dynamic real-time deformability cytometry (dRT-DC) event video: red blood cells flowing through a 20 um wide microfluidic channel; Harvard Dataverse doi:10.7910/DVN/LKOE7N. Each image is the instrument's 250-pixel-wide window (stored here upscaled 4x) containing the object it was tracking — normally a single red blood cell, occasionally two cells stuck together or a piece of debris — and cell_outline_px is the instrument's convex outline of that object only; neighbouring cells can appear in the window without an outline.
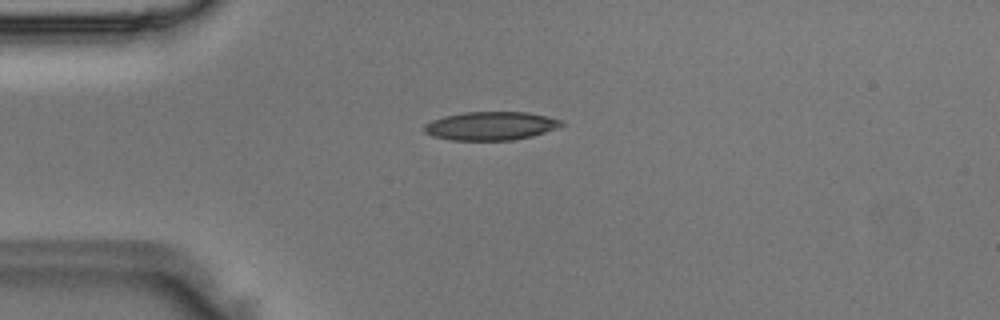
{"species": "Egyptian fruit bat (a non-hibernating species)", "species_latin": "Rousettus aegyptiacus", "temperature_condition": "room temperature", "stored_images_in_passage": 37, "camera_frame_rate_fps": 3000, "um_per_image_px": 0.085, "animal": {"sex": "male"}, "frame": {"image": 1, "passage_image": 1, "time_ms": 0.0, "image_size_px": [1000, 320], "cell_outline_px": [[564, 124], [556, 128], [532, 136], [512, 140], [452, 140], [432, 136], [424, 132], [424, 124], [432, 120], [444, 116], [464, 112], [528, 112], [548, 116], [564, 120]], "centroid_in_image_um": [41.72, 10.69], "position_along_channel_um": 43.3, "area_um2": 22.83}}
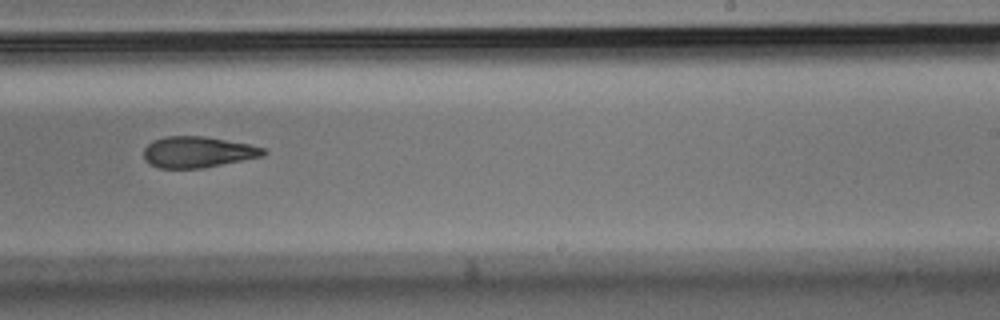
{"frame": {"image": 2, "passage_image": 19, "time_ms": 6.0, "image_size_px": [1000, 320], "cell_outline_px": [[268, 152], [264, 156], [204, 168], [160, 168], [144, 160], [144, 148], [152, 140], [164, 136], [204, 136], [248, 144], [264, 148]], "centroid_in_image_um": [16.81, 12.92], "position_along_channel_um": 272.2, "area_um2": 21.73}}
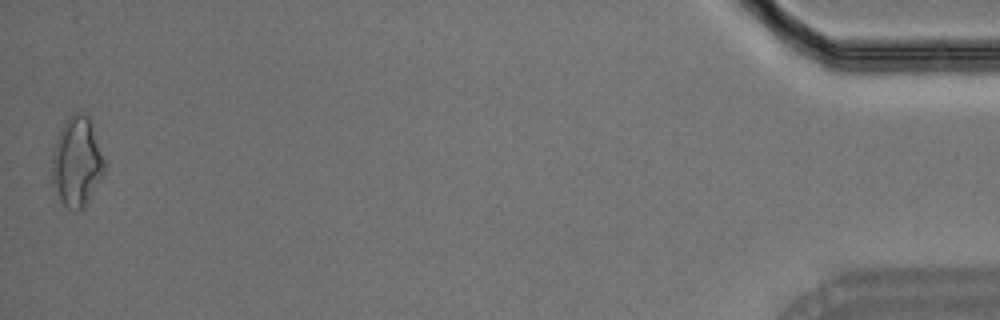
{"frame": {"image": 3, "passage_image": 37, "time_ms": 12.0, "image_size_px": [1000, 320], "cell_outline_px": [[104, 172], [88, 200], [76, 212], [68, 208], [60, 200], [52, 180], [52, 152], [60, 128], [64, 120], [68, 116], [76, 112], [84, 112], [88, 116], [104, 160]], "centroid_in_image_um": [6.5, 13.72], "position_along_channel_um": 428.7, "area_um2": 26.88}}